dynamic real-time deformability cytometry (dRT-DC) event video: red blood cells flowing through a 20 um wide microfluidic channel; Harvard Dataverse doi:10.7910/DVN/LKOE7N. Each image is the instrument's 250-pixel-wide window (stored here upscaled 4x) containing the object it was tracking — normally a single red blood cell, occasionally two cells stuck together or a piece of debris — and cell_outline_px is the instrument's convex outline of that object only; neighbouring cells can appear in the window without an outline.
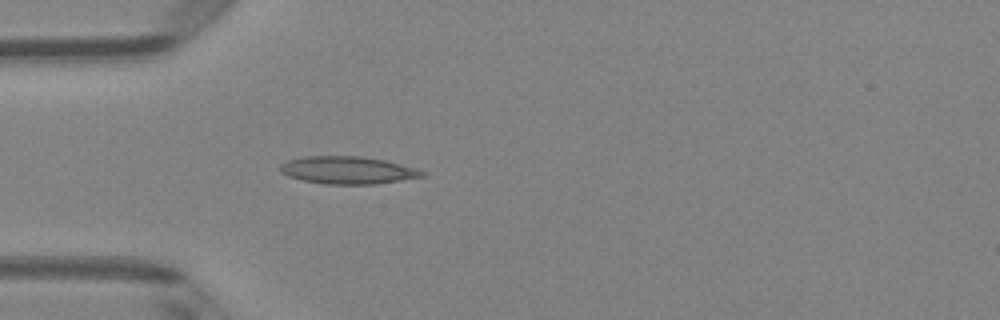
{"species": "Egyptian fruit bat (a non-hibernating species)", "species_latin": "Rousettus aegyptiacus", "temperature_condition": "room temperature", "stored_images_in_passage": 36, "camera_frame_rate_fps": 3000, "um_per_image_px": 0.085, "animal": {"sex": "female"}, "frame": {"image": 1, "passage_image": 1, "time_ms": 0.0, "image_size_px": [1000, 320], "cell_outline_px": [[424, 176], [376, 184], [324, 184], [300, 180], [288, 176], [280, 172], [280, 164], [288, 160], [304, 156], [360, 156], [384, 160], [412, 168], [424, 172]], "centroid_in_image_um": [29.46, 14.47], "position_along_channel_um": 55.5, "area_um2": 22.54}}
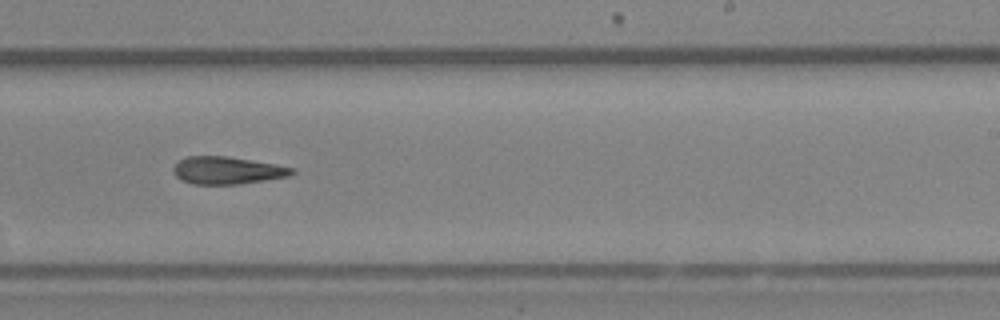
{"frame": {"image": 2, "passage_image": 17, "time_ms": 5.333, "image_size_px": [1000, 320], "cell_outline_px": [[296, 172], [288, 176], [264, 180], [236, 184], [192, 184], [180, 180], [172, 172], [172, 168], [180, 160], [188, 156], [228, 156], [296, 168]], "centroid_in_image_um": [19.29, 14.48], "position_along_channel_um": 269.7, "area_um2": 18.9}}
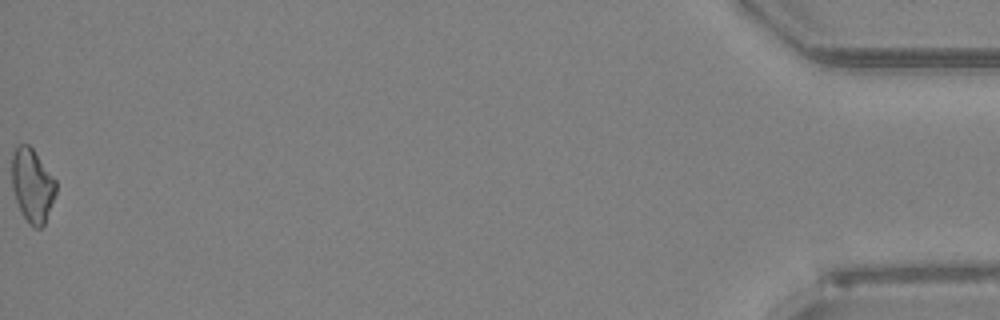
{"frame": {"image": 3, "passage_image": 36, "time_ms": 11.667, "image_size_px": [1000, 320], "cell_outline_px": [[56, 192], [44, 224], [40, 228], [36, 228], [24, 216], [16, 200], [12, 188], [12, 152], [20, 144], [28, 144], [32, 148], [56, 180]], "centroid_in_image_um": [2.74, 15.72], "position_along_channel_um": 432.5, "area_um2": 18.5}}